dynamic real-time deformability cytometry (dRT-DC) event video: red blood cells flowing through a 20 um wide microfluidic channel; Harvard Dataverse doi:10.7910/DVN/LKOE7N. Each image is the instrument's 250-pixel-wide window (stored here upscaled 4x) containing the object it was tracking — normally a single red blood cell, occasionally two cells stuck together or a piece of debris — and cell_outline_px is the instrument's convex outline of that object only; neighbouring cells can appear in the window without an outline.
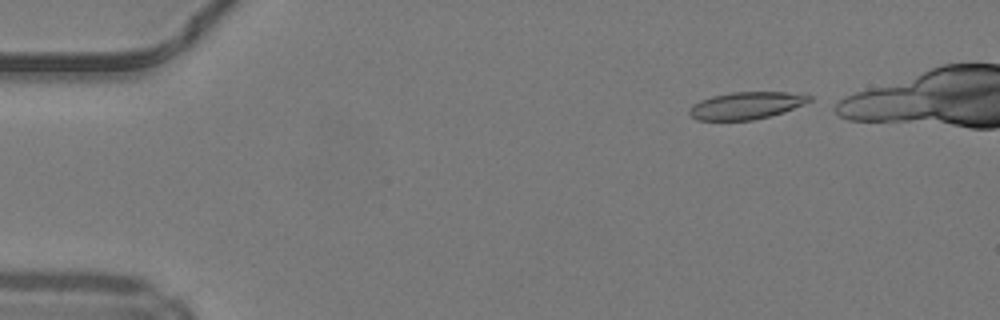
{"species": "common noctule bat (a hibernating species)", "species_latin": "Nyctalus noctula", "temperature_condition": "warm", "stored_images_in_passage": 36, "camera_frame_rate_fps": 3000, "um_per_image_px": 0.085, "animal": {"sex": "male", "body_mass_g": 19.2, "forearm_length_mm": 51.8}, "frame": {"image": 1, "passage_image": 2, "time_ms": 0.333, "image_size_px": [1000, 320], "cell_outline_px": [[812, 100], [804, 104], [784, 112], [752, 120], [696, 120], [688, 112], [688, 108], [692, 104], [700, 100], [712, 96], [732, 92], [788, 92], [812, 96]], "centroid_in_image_um": [63.4, 8.97], "position_along_channel_um": 21.6, "area_um2": 19.02}}
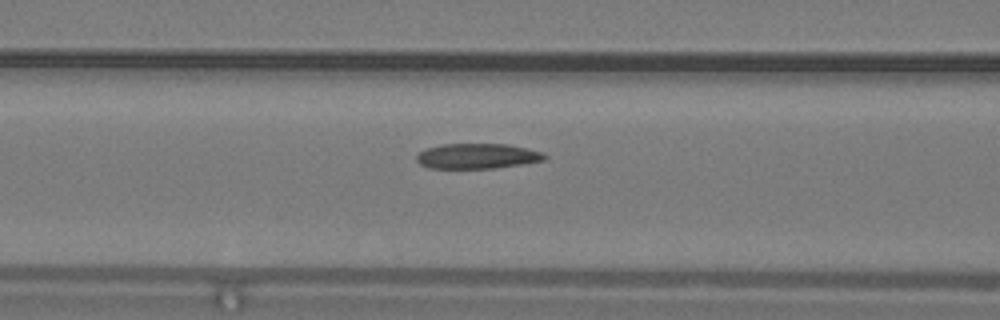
{"frame": {"image": 2, "passage_image": 16, "time_ms": 5.0, "image_size_px": [1000, 320], "cell_outline_px": [[548, 156], [544, 160], [496, 168], [428, 168], [420, 164], [416, 160], [416, 156], [424, 148], [444, 144], [508, 144], [544, 152]], "centroid_in_image_um": [40.56, 13.26], "position_along_channel_um": 126.0, "area_um2": 18.84}}
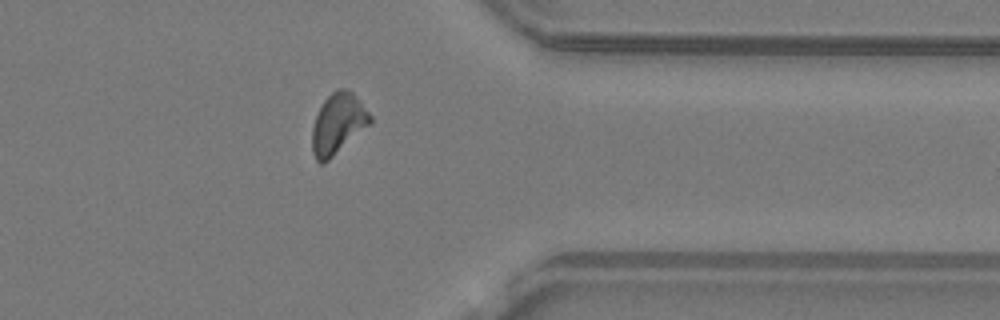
{"frame": {"image": 3, "passage_image": 35, "time_ms": 11.333, "image_size_px": [1000, 320], "cell_outline_px": [[372, 124], [324, 164], [320, 164], [316, 160], [312, 152], [312, 128], [316, 116], [324, 100], [336, 88], [348, 88], [360, 100], [372, 116]], "centroid_in_image_um": [28.75, 10.52], "position_along_channel_um": 382.7, "area_um2": 20.81}}